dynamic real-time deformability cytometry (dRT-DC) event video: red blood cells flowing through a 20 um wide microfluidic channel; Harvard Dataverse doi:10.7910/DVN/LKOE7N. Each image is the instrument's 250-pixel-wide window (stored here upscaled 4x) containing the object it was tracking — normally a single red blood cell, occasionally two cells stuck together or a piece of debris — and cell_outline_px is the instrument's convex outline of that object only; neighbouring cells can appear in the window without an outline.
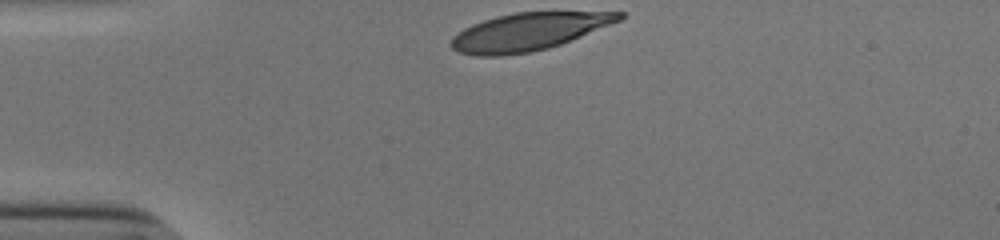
{"species": "human", "species_latin": "Homo sapiens", "temperature_condition": "cold", "stored_images_in_passage": 31, "camera_frame_rate_fps": 3000, "um_per_image_px": 0.085, "donor": {"sex": "male"}, "frame": {"image": 1, "passage_image": 1, "time_ms": 0.0, "image_size_px": [1000, 240], "cell_outline_px": [[624, 16], [620, 20], [560, 44], [548, 48], [532, 52], [500, 56], [476, 56], [460, 52], [452, 48], [448, 44], [452, 36], [464, 28], [472, 24], [496, 16], [516, 12], [624, 12]], "centroid_in_image_um": [44.85, 2.7], "position_along_channel_um": 40.2, "area_um2": 36.53}}
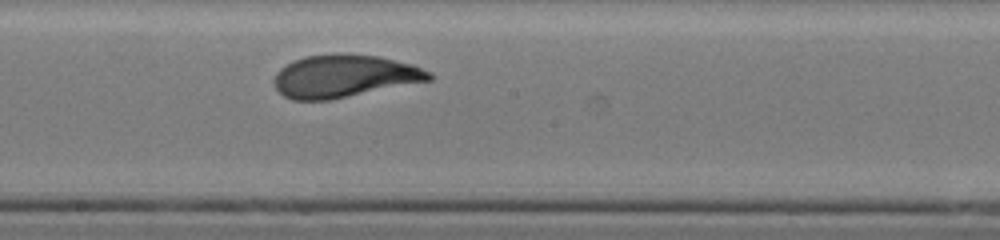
{"frame": {"image": 2, "passage_image": 18, "time_ms": 5.667, "image_size_px": [1000, 240], "cell_outline_px": [[432, 80], [328, 100], [292, 100], [284, 96], [276, 88], [272, 80], [276, 72], [280, 68], [292, 60], [308, 56], [376, 56], [412, 64], [432, 72]], "centroid_in_image_um": [29.24, 6.51], "position_along_channel_um": 219.0, "area_um2": 37.63}}
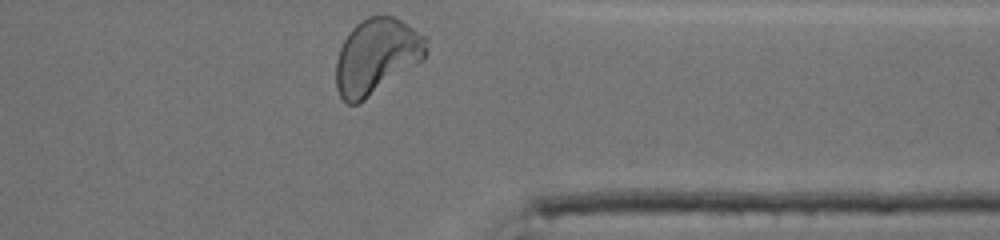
{"frame": {"image": 3, "passage_image": 31, "time_ms": 10.0, "image_size_px": [1000, 240], "cell_outline_px": [[428, 52], [424, 60], [360, 104], [348, 104], [340, 96], [336, 88], [336, 60], [340, 48], [348, 32], [360, 20], [368, 16], [392, 16], [400, 20], [428, 36]], "centroid_in_image_um": [32.04, 4.8], "position_along_channel_um": 379.4, "area_um2": 40.34}, "authors_computed_cell_mechanics": {"area_um2": 38.5526, "velocity_mm_per_s": 3.8148, "shape_relaxation_time_tau1_ms": 3.3083, "shape_relaxation_time_tau2_ms": null, "deformation_change_tau1": 0.1777, "deformation_change_tau2": null}}